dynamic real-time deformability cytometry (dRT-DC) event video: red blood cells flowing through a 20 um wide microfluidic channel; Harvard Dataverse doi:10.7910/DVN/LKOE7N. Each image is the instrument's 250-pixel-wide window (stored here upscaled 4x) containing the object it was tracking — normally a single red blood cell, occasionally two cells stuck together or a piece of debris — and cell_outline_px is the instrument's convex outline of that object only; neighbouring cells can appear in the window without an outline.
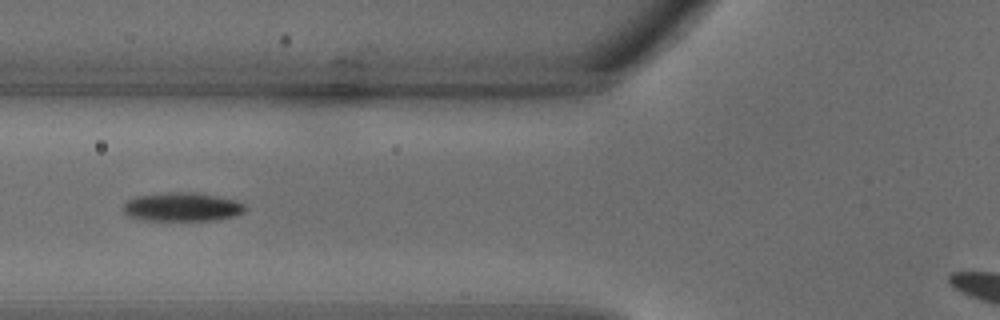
{"species": "common noctule bat (a hibernating species)", "species_latin": "Nyctalus noctula", "temperature_condition": "warm", "stored_images_in_passage": 22, "camera_frame_rate_fps": 3000, "um_per_image_px": 0.085, "animal": {"sex": "male", "body_mass_g": 18.8}, "frame": {"image": 1, "passage_image": 4, "time_ms": 1.0, "image_size_px": [1000, 320], "cell_outline_px": [[244, 212], [236, 216], [216, 220], [148, 220], [128, 216], [124, 212], [124, 204], [128, 200], [136, 196], [168, 192], [196, 192], [236, 200], [244, 204]], "centroid_in_image_um": [15.5, 17.58], "position_along_channel_um": 110.3, "area_um2": 20.35}}
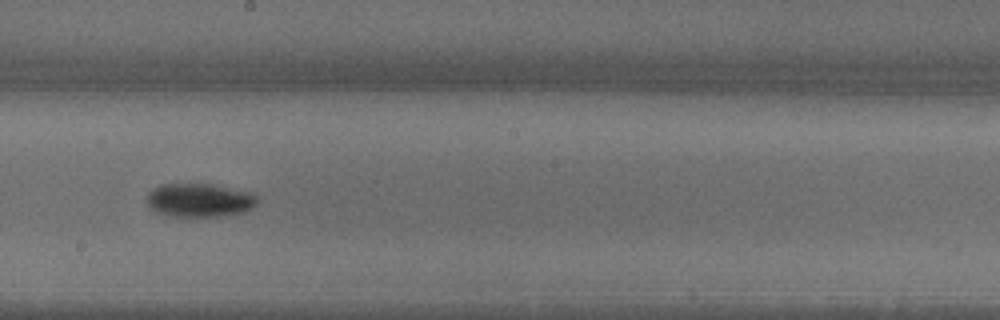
{"frame": {"image": 2, "passage_image": 10, "time_ms": 3.0, "image_size_px": [1000, 320], "cell_outline_px": [[260, 200], [252, 208], [244, 212], [232, 216], [176, 216], [156, 212], [148, 204], [148, 192], [164, 184], [212, 184], [248, 192], [256, 196]], "centroid_in_image_um": [17.02, 17.03], "position_along_channel_um": 231.2, "area_um2": 21.44}}
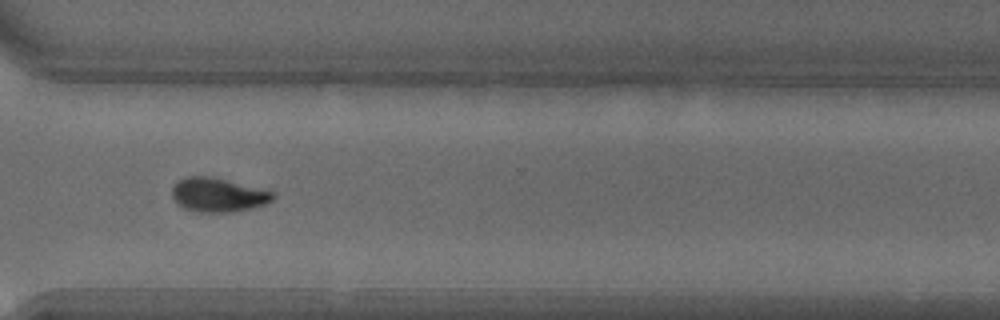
{"frame": {"image": 3, "passage_image": 16, "time_ms": 5.0, "image_size_px": [1000, 320], "cell_outline_px": [[276, 196], [272, 200], [264, 204], [232, 212], [200, 212], [184, 208], [172, 196], [172, 188], [184, 176], [212, 176], [276, 192]], "centroid_in_image_um": [18.56, 16.55], "position_along_channel_um": 352.0, "area_um2": 19.83}}